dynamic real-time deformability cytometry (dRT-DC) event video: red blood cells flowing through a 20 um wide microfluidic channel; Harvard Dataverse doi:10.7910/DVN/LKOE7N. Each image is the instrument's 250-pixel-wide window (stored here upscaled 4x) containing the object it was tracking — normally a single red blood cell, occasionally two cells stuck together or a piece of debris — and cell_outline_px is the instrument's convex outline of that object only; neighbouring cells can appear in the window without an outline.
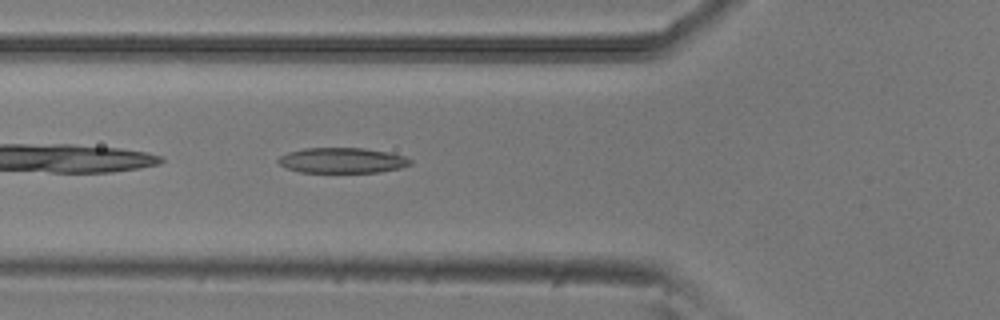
{"species": "common noctule bat (a hibernating species)", "species_latin": "Nyctalus noctula", "temperature_condition": "room temperature", "stored_images_in_passage": 4, "camera_frame_rate_fps": 3000, "um_per_image_px": 0.085, "animal": {"sex": "male", "body_mass_g": 20.5, "forearm_length_mm": 52.5}, "frame": {"image": 1, "passage_image": 4, "time_ms": 1.0, "image_size_px": [1000, 320], "cell_outline_px": [[412, 164], [400, 168], [380, 172], [300, 172], [288, 168], [280, 164], [276, 160], [280, 156], [288, 152], [304, 148], [364, 148], [388, 152], [404, 156], [412, 160]], "centroid_in_image_um": [29.1, 13.63], "position_along_channel_um": 96.7, "area_um2": 19.48}}